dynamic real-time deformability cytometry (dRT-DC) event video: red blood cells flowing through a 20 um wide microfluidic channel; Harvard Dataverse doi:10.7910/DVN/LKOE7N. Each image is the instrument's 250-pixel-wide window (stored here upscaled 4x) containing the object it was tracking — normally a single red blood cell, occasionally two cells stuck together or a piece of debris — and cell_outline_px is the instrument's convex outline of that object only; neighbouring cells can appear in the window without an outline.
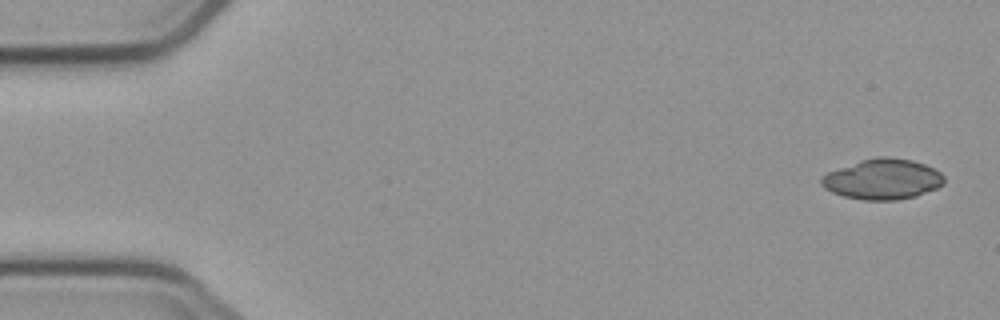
{"species": "common noctule bat (a hibernating species)", "species_latin": "Nyctalus noctula", "temperature_condition": "cold", "stored_images_in_passage": 5, "camera_frame_rate_fps": 3000, "um_per_image_px": 0.085, "animal": {"sex": "male", "body_mass_g": 23.1, "forearm_length_mm": 52.7}, "frame": {"image": 1, "passage_image": 1, "time_ms": 0.0, "image_size_px": [1000, 320], "cell_outline_px": [[944, 184], [936, 188], [916, 196], [896, 200], [864, 200], [844, 196], [832, 192], [824, 188], [820, 184], [820, 176], [828, 172], [860, 160], [876, 156], [888, 156], [912, 160], [924, 164], [940, 172], [944, 176]], "centroid_in_image_um": [75.0, 15.22], "position_along_channel_um": 10.0, "area_um2": 29.02}}